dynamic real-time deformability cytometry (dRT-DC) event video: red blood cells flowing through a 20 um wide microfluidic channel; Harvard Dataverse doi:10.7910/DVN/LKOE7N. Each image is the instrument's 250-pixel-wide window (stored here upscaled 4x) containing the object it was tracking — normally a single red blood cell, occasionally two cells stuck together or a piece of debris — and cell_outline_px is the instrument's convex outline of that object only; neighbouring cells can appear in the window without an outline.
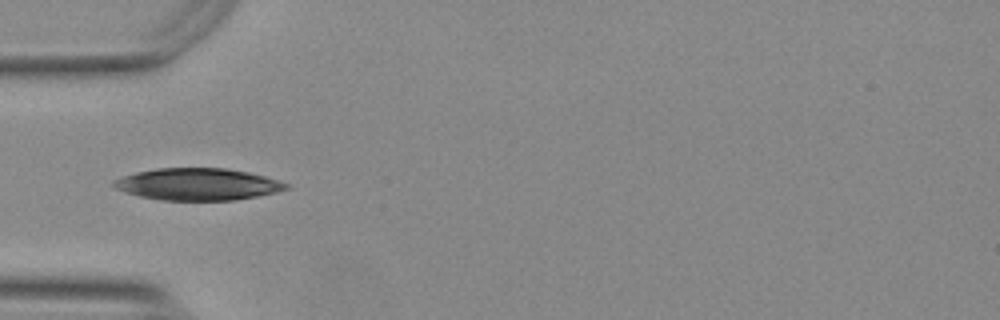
{"species": "Egyptian fruit bat (a non-hibernating species)", "species_latin": "Rousettus aegyptiacus", "temperature_condition": "warm", "stored_images_in_passage": 23, "camera_frame_rate_fps": 3000, "um_per_image_px": 0.085, "animal": {"sex": "female"}, "frame": {"image": 1, "passage_image": 1, "time_ms": 0.0, "image_size_px": [1000, 320], "cell_outline_px": [[292, 188], [276, 192], [236, 200], [160, 200], [140, 196], [124, 192], [116, 188], [112, 184], [112, 180], [136, 172], [156, 168], [228, 168], [248, 172], [280, 180], [292, 184]], "centroid_in_image_um": [16.85, 15.66], "position_along_channel_um": 68.2, "area_um2": 32.31}}